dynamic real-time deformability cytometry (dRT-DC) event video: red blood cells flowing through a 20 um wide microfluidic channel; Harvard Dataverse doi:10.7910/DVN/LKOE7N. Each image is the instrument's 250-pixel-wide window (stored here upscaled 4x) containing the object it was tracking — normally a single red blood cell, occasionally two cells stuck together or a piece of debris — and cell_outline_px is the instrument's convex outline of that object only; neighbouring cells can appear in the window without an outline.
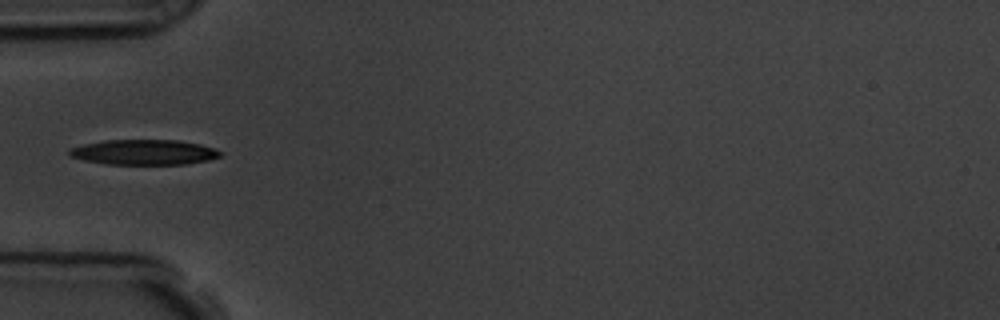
{"species": "common noctule bat (a hibernating species)", "species_latin": "Nyctalus noctula", "temperature_condition": "room temperature", "stored_images_in_passage": 39, "camera_frame_rate_fps": 3000, "um_per_image_px": 0.085, "animal": {"sex": "male", "body_mass_g": 19.5, "forearm_length_mm": 54.6}, "frame": {"image": 1, "passage_image": 1, "time_ms": 0.0, "image_size_px": [1000, 320], "cell_outline_px": [[224, 152], [220, 156], [208, 160], [184, 164], [108, 164], [84, 160], [68, 156], [68, 148], [84, 144], [104, 140], [176, 140], [200, 144], [216, 148]], "centroid_in_image_um": [12.23, 12.93], "position_along_channel_um": 72.8, "area_um2": 22.25}}
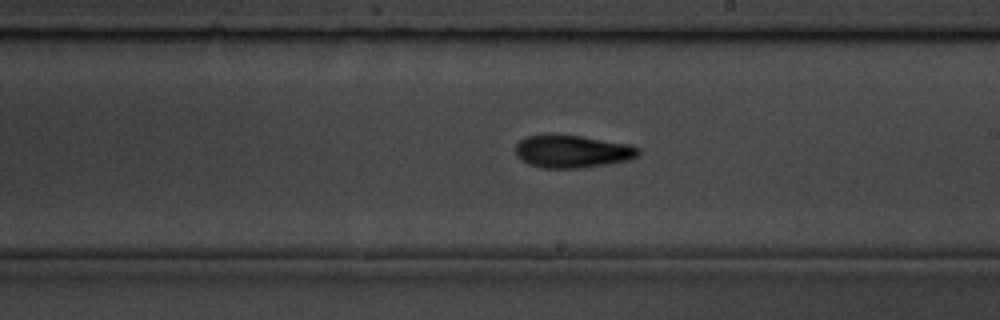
{"frame": {"image": 2, "passage_image": 15, "time_ms": 4.667, "image_size_px": [1000, 320], "cell_outline_px": [[640, 152], [636, 156], [628, 160], [608, 164], [580, 168], [544, 168], [528, 164], [516, 156], [516, 144], [520, 140], [528, 136], [580, 136], [628, 144], [640, 148]], "centroid_in_image_um": [48.65, 12.9], "position_along_channel_um": 240.3, "area_um2": 22.95}}
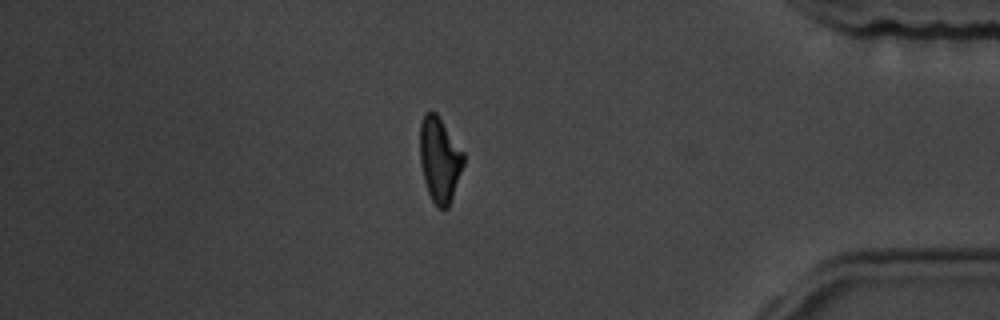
{"frame": {"image": 3, "passage_image": 31, "time_ms": 10.0, "image_size_px": [1000, 320], "cell_outline_px": [[464, 164], [448, 208], [440, 208], [432, 200], [428, 192], [424, 180], [420, 164], [420, 124], [424, 112], [436, 112], [464, 152]], "centroid_in_image_um": [37.36, 13.54], "position_along_channel_um": 397.8, "area_um2": 21.5}}